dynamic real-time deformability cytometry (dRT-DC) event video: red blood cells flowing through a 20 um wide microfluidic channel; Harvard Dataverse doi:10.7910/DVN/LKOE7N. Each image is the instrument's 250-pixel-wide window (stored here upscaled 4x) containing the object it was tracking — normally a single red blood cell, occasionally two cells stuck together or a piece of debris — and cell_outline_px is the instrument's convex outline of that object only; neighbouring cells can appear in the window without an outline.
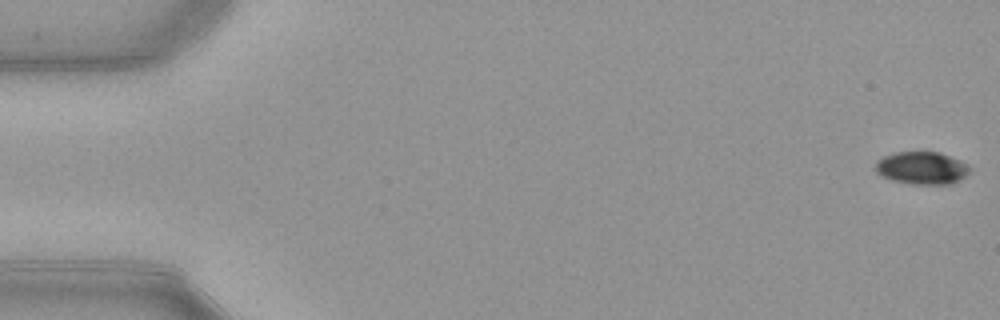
{"species": "common noctule bat (a hibernating species)", "species_latin": "Nyctalus noctula", "temperature_condition": "warm", "stored_images_in_passage": 53, "camera_frame_rate_fps": 3000, "um_per_image_px": 0.085, "animal": {"sex": "female", "body_mass_g": 21.9}, "frame": {"image": 1, "passage_image": 1, "time_ms": 0.0, "image_size_px": [1000, 320], "cell_outline_px": [[968, 172], [960, 180], [948, 184], [916, 184], [896, 180], [884, 176], [876, 172], [876, 160], [892, 152], [940, 152], [960, 160], [968, 164]], "centroid_in_image_um": [78.36, 14.26], "position_along_channel_um": 6.6, "area_um2": 17.63}}
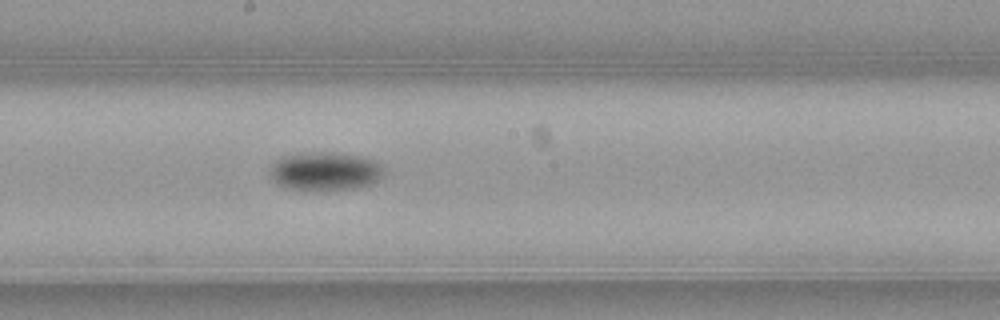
{"frame": {"image": 2, "passage_image": 29, "time_ms": 9.333, "image_size_px": [1000, 320], "cell_outline_px": [[384, 176], [372, 184], [352, 188], [308, 192], [304, 192], [288, 188], [276, 184], [272, 180], [268, 172], [272, 164], [276, 160], [284, 156], [320, 152], [332, 152], [364, 156], [384, 164]], "centroid_in_image_um": [27.65, 14.58], "position_along_channel_um": 220.6, "area_um2": 26.24}}
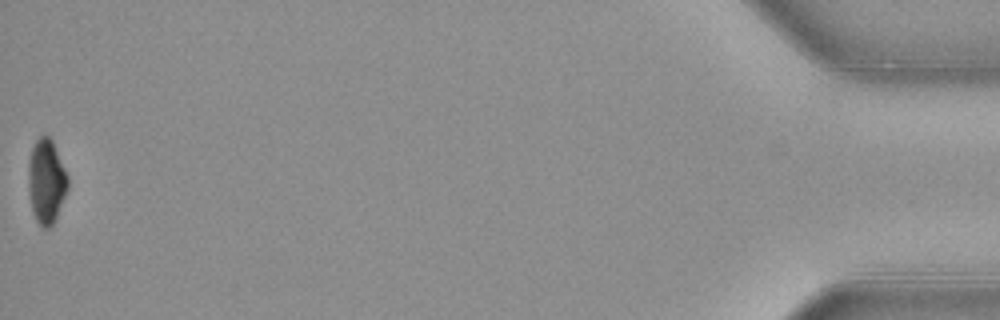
{"frame": {"image": 3, "passage_image": 53, "time_ms": 17.333, "image_size_px": [1000, 320], "cell_outline_px": [[68, 188], [56, 220], [48, 228], [44, 228], [36, 220], [32, 212], [28, 192], [28, 164], [32, 148], [36, 140], [44, 132], [52, 140], [68, 176]], "centroid_in_image_um": [3.93, 15.42], "position_along_channel_um": 431.3, "area_um2": 19.59}, "authors_computed_cell_mechanics": {"area_um2": 21.4438, "velocity_mm_per_s": 3.9386, "shape_relaxation_time_tau1_ms": 2.7335, "shape_relaxation_time_tau2_ms": null, "deformation_change_tau1": 0.1434, "deformation_change_tau2": null}}